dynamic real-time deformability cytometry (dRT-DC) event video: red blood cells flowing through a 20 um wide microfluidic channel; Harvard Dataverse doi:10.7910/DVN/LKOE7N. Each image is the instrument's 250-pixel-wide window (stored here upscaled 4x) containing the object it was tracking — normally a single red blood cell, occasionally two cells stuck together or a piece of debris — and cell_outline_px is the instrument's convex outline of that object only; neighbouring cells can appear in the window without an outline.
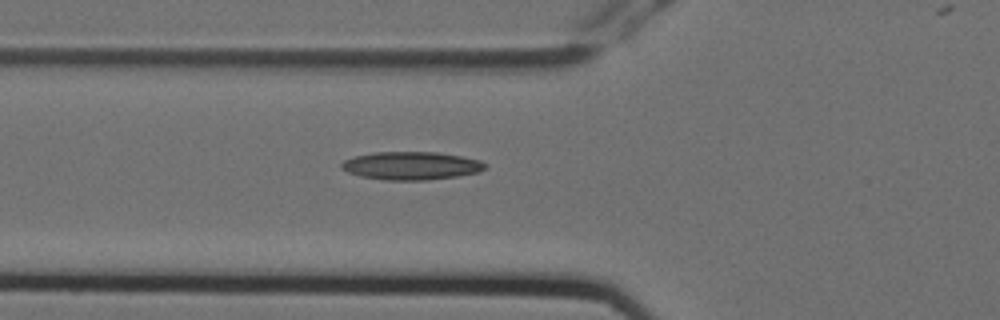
{"species": "Egyptian fruit bat (a non-hibernating species)", "species_latin": "Rousettus aegyptiacus", "temperature_condition": "cold", "stored_images_in_passage": 6, "camera_frame_rate_fps": 3000, "um_per_image_px": 0.085, "animal": {"sex": "female"}, "frame": {"image": 1, "passage_image": 6, "time_ms": 1.667, "image_size_px": [1000, 320], "cell_outline_px": [[488, 164], [480, 172], [456, 176], [424, 180], [384, 180], [360, 176], [348, 172], [340, 168], [340, 164], [344, 160], [356, 156], [376, 152], [436, 152], [460, 156], [480, 160]], "centroid_in_image_um": [34.95, 14.08], "position_along_channel_um": 90.9, "area_um2": 23.41}}